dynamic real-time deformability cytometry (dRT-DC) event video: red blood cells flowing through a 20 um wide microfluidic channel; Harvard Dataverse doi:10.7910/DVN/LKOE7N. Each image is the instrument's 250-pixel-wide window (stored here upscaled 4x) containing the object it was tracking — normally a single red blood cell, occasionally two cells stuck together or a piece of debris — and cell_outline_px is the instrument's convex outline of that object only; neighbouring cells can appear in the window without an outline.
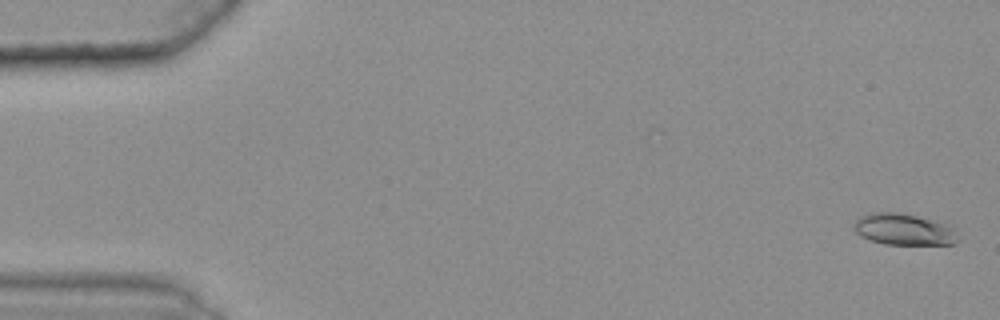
{"species": "common noctule bat (a hibernating species)", "species_latin": "Nyctalus noctula", "temperature_condition": "warm", "stored_images_in_passage": 49, "camera_frame_rate_fps": 3000, "um_per_image_px": 0.085, "animal": {"sex": "female", "body_mass_g": 25.1}, "frame": {"image": 1, "passage_image": 2, "time_ms": 0.333, "image_size_px": [1000, 320], "cell_outline_px": [[960, 240], [956, 244], [884, 244], [872, 240], [856, 232], [852, 228], [852, 224], [860, 216], [872, 212], [896, 212], [928, 220], [952, 228]], "centroid_in_image_um": [76.76, 19.51], "position_along_channel_um": 8.2, "area_um2": 18.5}}
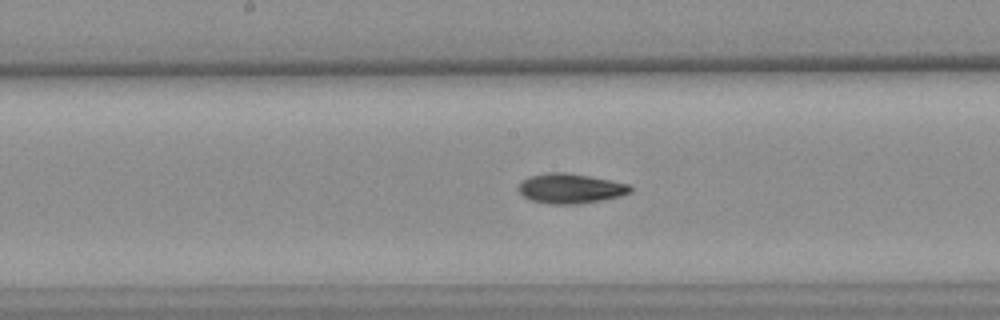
{"frame": {"image": 2, "passage_image": 30, "time_ms": 9.667, "image_size_px": [1000, 320], "cell_outline_px": [[632, 192], [620, 196], [600, 200], [576, 204], [552, 204], [532, 200], [524, 196], [516, 188], [520, 180], [528, 176], [548, 172], [564, 172], [592, 176], [632, 184]], "centroid_in_image_um": [48.49, 16.0], "position_along_channel_um": 199.7, "area_um2": 19.71}}
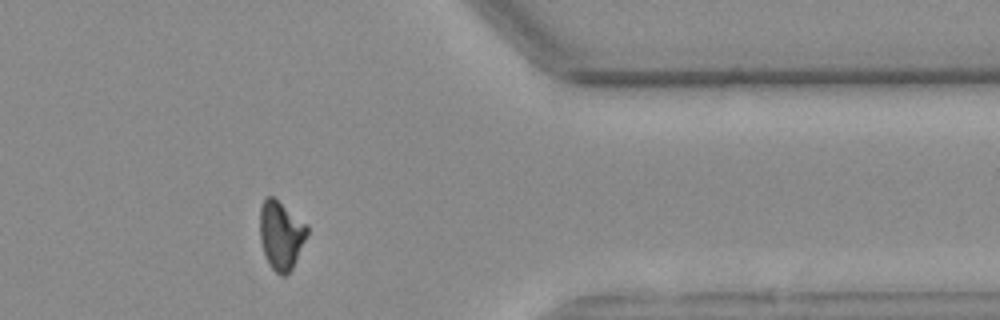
{"frame": {"image": 3, "passage_image": 47, "time_ms": 15.333, "image_size_px": [1000, 320], "cell_outline_px": [[308, 232], [292, 268], [284, 276], [280, 276], [268, 264], [260, 240], [260, 208], [264, 200], [268, 196], [272, 196], [308, 224]], "centroid_in_image_um": [23.88, 19.98], "position_along_channel_um": 387.5, "area_um2": 18.67}, "authors_computed_cell_mechanics": {"area_um2": 18.785, "velocity_mm_per_s": 3.6117, "shape_relaxation_time_tau1_ms": 8.0133, "shape_relaxation_time_tau2_ms": 6.8147, "deformation_change_tau1": 0.2076, "deformation_change_tau2": 0.1394}}